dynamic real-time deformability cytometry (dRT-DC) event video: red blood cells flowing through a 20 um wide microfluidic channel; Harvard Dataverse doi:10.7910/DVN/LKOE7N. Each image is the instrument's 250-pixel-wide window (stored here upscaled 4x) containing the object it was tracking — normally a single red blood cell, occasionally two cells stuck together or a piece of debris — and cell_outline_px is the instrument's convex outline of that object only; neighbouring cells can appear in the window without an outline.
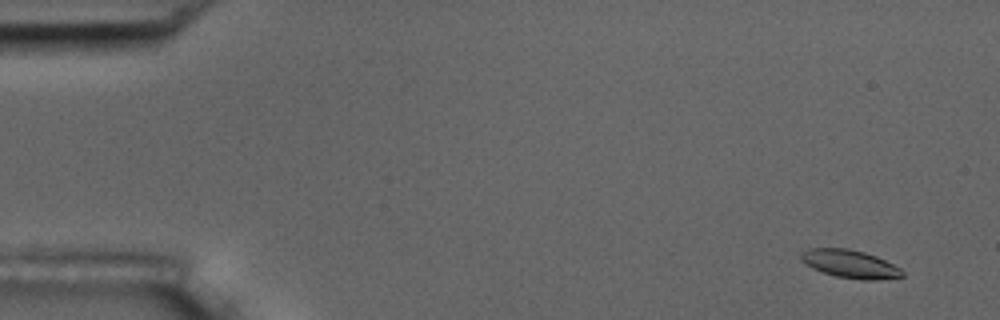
{"species": "common noctule bat (a hibernating species)", "species_latin": "Nyctalus noctula", "temperature_condition": "room temperature", "stored_images_in_passage": 5, "camera_frame_rate_fps": 3000, "um_per_image_px": 0.085, "animal": {"sex": "male", "body_mass_g": 17.5, "forearm_length_mm": 52.3}, "frame": {"image": 1, "passage_image": 2, "time_ms": 0.333, "image_size_px": [1000, 320], "cell_outline_px": [[904, 276], [876, 280], [860, 280], [836, 276], [812, 268], [800, 260], [800, 252], [808, 248], [848, 248], [864, 252], [876, 256], [900, 268], [904, 272]], "centroid_in_image_um": [72.23, 22.43], "position_along_channel_um": 12.8, "area_um2": 16.59}}
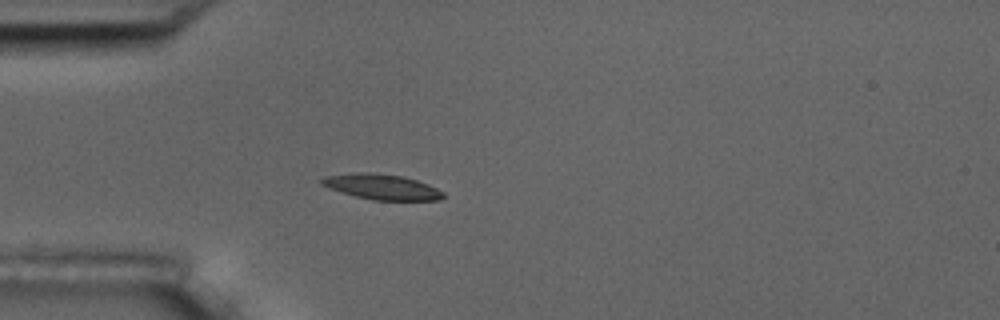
{"frame": {"image": 2, "passage_image": 5, "time_ms": 1.333, "image_size_px": [1000, 320], "cell_outline_px": [[444, 196], [440, 200], [372, 200], [356, 196], [320, 184], [320, 180], [324, 176], [364, 172], [368, 172], [404, 176], [428, 184], [444, 192]], "centroid_in_image_um": [32.49, 15.88], "position_along_channel_um": 52.5, "area_um2": 17.69}}